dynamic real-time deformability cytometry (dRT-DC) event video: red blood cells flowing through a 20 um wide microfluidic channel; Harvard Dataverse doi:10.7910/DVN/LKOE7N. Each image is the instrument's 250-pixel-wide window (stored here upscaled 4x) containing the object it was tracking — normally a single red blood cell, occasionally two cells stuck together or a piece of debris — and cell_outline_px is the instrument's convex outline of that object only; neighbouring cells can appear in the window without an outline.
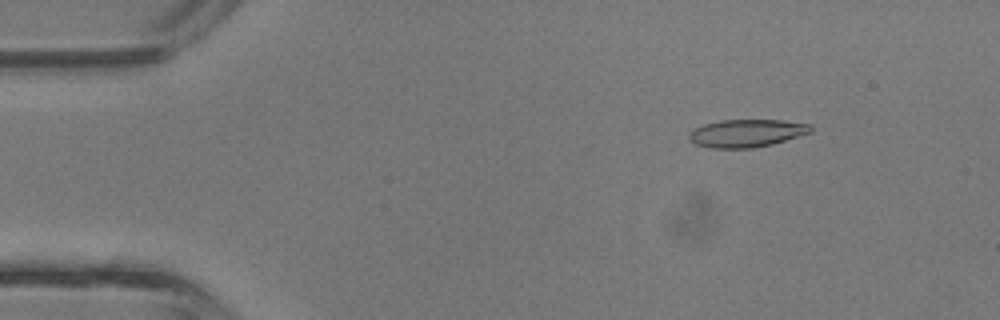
{"species": "common noctule bat (a hibernating species)", "species_latin": "Nyctalus noctula", "temperature_condition": "room temperature", "stored_images_in_passage": 2, "camera_frame_rate_fps": 3000, "um_per_image_px": 0.085, "animal": {"sex": "male", "body_mass_g": 13.3}, "frame": {"image": 1, "passage_image": 1, "time_ms": 0.0, "image_size_px": [1000, 320], "cell_outline_px": [[812, 132], [772, 144], [752, 148], [712, 148], [696, 144], [688, 140], [688, 136], [696, 128], [704, 124], [720, 120], [780, 120], [812, 124]], "centroid_in_image_um": [63.48, 11.32], "position_along_channel_um": 21.5, "area_um2": 19.59}}